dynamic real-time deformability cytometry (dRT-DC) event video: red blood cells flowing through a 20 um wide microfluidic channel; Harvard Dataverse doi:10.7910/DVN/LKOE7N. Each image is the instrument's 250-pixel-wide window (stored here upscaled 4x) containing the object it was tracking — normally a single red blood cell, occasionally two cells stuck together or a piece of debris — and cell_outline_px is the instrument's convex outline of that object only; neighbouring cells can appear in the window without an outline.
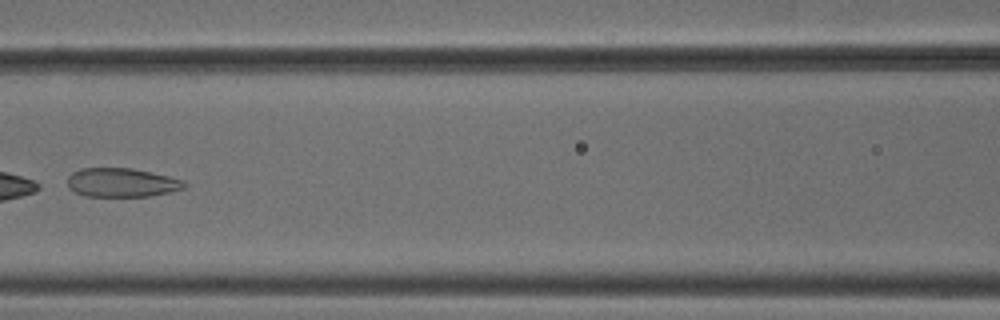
{"species": "common noctule bat (a hibernating species)", "species_latin": "Nyctalus noctula", "temperature_condition": "cold", "stored_images_in_passage": 7, "camera_frame_rate_fps": 3000, "um_per_image_px": 0.085, "animal": {"sex": "male", "body_mass_g": 18.8}, "frame": {"image": 1, "passage_image": 7, "time_ms": 2.0, "image_size_px": [1000, 320], "cell_outline_px": [[188, 184], [184, 188], [152, 196], [84, 196], [68, 188], [68, 176], [72, 172], [80, 168], [132, 168], [168, 176], [184, 180]], "centroid_in_image_um": [10.34, 15.51], "position_along_channel_um": 156.3, "area_um2": 19.71}}